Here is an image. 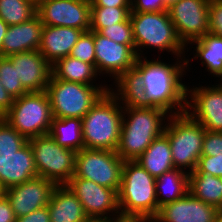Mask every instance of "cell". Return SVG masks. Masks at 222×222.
Listing matches in <instances>:
<instances>
[{
	"instance_id": "17",
	"label": "cell",
	"mask_w": 222,
	"mask_h": 222,
	"mask_svg": "<svg viewBox=\"0 0 222 222\" xmlns=\"http://www.w3.org/2000/svg\"><path fill=\"white\" fill-rule=\"evenodd\" d=\"M186 54L185 70L186 76L190 81L192 79L189 77L195 73L192 68L194 63L191 64V61L196 62L194 60H198L197 63L199 62L201 65L200 68L203 66L202 68L204 69L201 70H203L204 74L208 72L209 78H214V80L210 81H222V37L207 33L200 39L190 42L186 46ZM190 56L192 57L190 58ZM191 71L192 74H188Z\"/></svg>"
},
{
	"instance_id": "4",
	"label": "cell",
	"mask_w": 222,
	"mask_h": 222,
	"mask_svg": "<svg viewBox=\"0 0 222 222\" xmlns=\"http://www.w3.org/2000/svg\"><path fill=\"white\" fill-rule=\"evenodd\" d=\"M122 117L123 106L107 91L82 118L84 148L116 151Z\"/></svg>"
},
{
	"instance_id": "31",
	"label": "cell",
	"mask_w": 222,
	"mask_h": 222,
	"mask_svg": "<svg viewBox=\"0 0 222 222\" xmlns=\"http://www.w3.org/2000/svg\"><path fill=\"white\" fill-rule=\"evenodd\" d=\"M131 7H91L90 31L100 32L107 26L126 21Z\"/></svg>"
},
{
	"instance_id": "22",
	"label": "cell",
	"mask_w": 222,
	"mask_h": 222,
	"mask_svg": "<svg viewBox=\"0 0 222 222\" xmlns=\"http://www.w3.org/2000/svg\"><path fill=\"white\" fill-rule=\"evenodd\" d=\"M109 91L117 98L123 107H155L146 95L141 74L135 68L127 70L113 83H110Z\"/></svg>"
},
{
	"instance_id": "32",
	"label": "cell",
	"mask_w": 222,
	"mask_h": 222,
	"mask_svg": "<svg viewBox=\"0 0 222 222\" xmlns=\"http://www.w3.org/2000/svg\"><path fill=\"white\" fill-rule=\"evenodd\" d=\"M27 143V138L18 133L3 118H0V161L11 158Z\"/></svg>"
},
{
	"instance_id": "12",
	"label": "cell",
	"mask_w": 222,
	"mask_h": 222,
	"mask_svg": "<svg viewBox=\"0 0 222 222\" xmlns=\"http://www.w3.org/2000/svg\"><path fill=\"white\" fill-rule=\"evenodd\" d=\"M94 48L96 70L109 86L110 81L113 83L122 73L135 66V44H120L94 32Z\"/></svg>"
},
{
	"instance_id": "38",
	"label": "cell",
	"mask_w": 222,
	"mask_h": 222,
	"mask_svg": "<svg viewBox=\"0 0 222 222\" xmlns=\"http://www.w3.org/2000/svg\"><path fill=\"white\" fill-rule=\"evenodd\" d=\"M209 33L222 37V0L209 2Z\"/></svg>"
},
{
	"instance_id": "23",
	"label": "cell",
	"mask_w": 222,
	"mask_h": 222,
	"mask_svg": "<svg viewBox=\"0 0 222 222\" xmlns=\"http://www.w3.org/2000/svg\"><path fill=\"white\" fill-rule=\"evenodd\" d=\"M37 176L29 142L11 158L0 161V183L5 190Z\"/></svg>"
},
{
	"instance_id": "19",
	"label": "cell",
	"mask_w": 222,
	"mask_h": 222,
	"mask_svg": "<svg viewBox=\"0 0 222 222\" xmlns=\"http://www.w3.org/2000/svg\"><path fill=\"white\" fill-rule=\"evenodd\" d=\"M220 211L190 192L159 208L153 218L156 222H215Z\"/></svg>"
},
{
	"instance_id": "49",
	"label": "cell",
	"mask_w": 222,
	"mask_h": 222,
	"mask_svg": "<svg viewBox=\"0 0 222 222\" xmlns=\"http://www.w3.org/2000/svg\"><path fill=\"white\" fill-rule=\"evenodd\" d=\"M5 192V189L3 188V186L0 183V196L3 195Z\"/></svg>"
},
{
	"instance_id": "21",
	"label": "cell",
	"mask_w": 222,
	"mask_h": 222,
	"mask_svg": "<svg viewBox=\"0 0 222 222\" xmlns=\"http://www.w3.org/2000/svg\"><path fill=\"white\" fill-rule=\"evenodd\" d=\"M83 32L72 27L44 25L38 51L53 65L70 55Z\"/></svg>"
},
{
	"instance_id": "30",
	"label": "cell",
	"mask_w": 222,
	"mask_h": 222,
	"mask_svg": "<svg viewBox=\"0 0 222 222\" xmlns=\"http://www.w3.org/2000/svg\"><path fill=\"white\" fill-rule=\"evenodd\" d=\"M36 15V0H0V18L9 26L21 24Z\"/></svg>"
},
{
	"instance_id": "36",
	"label": "cell",
	"mask_w": 222,
	"mask_h": 222,
	"mask_svg": "<svg viewBox=\"0 0 222 222\" xmlns=\"http://www.w3.org/2000/svg\"><path fill=\"white\" fill-rule=\"evenodd\" d=\"M222 155V132L205 131L201 156Z\"/></svg>"
},
{
	"instance_id": "46",
	"label": "cell",
	"mask_w": 222,
	"mask_h": 222,
	"mask_svg": "<svg viewBox=\"0 0 222 222\" xmlns=\"http://www.w3.org/2000/svg\"><path fill=\"white\" fill-rule=\"evenodd\" d=\"M85 222H110V218H88Z\"/></svg>"
},
{
	"instance_id": "18",
	"label": "cell",
	"mask_w": 222,
	"mask_h": 222,
	"mask_svg": "<svg viewBox=\"0 0 222 222\" xmlns=\"http://www.w3.org/2000/svg\"><path fill=\"white\" fill-rule=\"evenodd\" d=\"M16 67L17 79L27 92L46 91L52 75V65L38 51L9 55Z\"/></svg>"
},
{
	"instance_id": "39",
	"label": "cell",
	"mask_w": 222,
	"mask_h": 222,
	"mask_svg": "<svg viewBox=\"0 0 222 222\" xmlns=\"http://www.w3.org/2000/svg\"><path fill=\"white\" fill-rule=\"evenodd\" d=\"M131 12H168L163 0H132Z\"/></svg>"
},
{
	"instance_id": "14",
	"label": "cell",
	"mask_w": 222,
	"mask_h": 222,
	"mask_svg": "<svg viewBox=\"0 0 222 222\" xmlns=\"http://www.w3.org/2000/svg\"><path fill=\"white\" fill-rule=\"evenodd\" d=\"M210 0H179L168 9L179 39L187 46L209 33Z\"/></svg>"
},
{
	"instance_id": "47",
	"label": "cell",
	"mask_w": 222,
	"mask_h": 222,
	"mask_svg": "<svg viewBox=\"0 0 222 222\" xmlns=\"http://www.w3.org/2000/svg\"><path fill=\"white\" fill-rule=\"evenodd\" d=\"M179 0H163V3L167 9H170L173 5H175Z\"/></svg>"
},
{
	"instance_id": "40",
	"label": "cell",
	"mask_w": 222,
	"mask_h": 222,
	"mask_svg": "<svg viewBox=\"0 0 222 222\" xmlns=\"http://www.w3.org/2000/svg\"><path fill=\"white\" fill-rule=\"evenodd\" d=\"M16 222H50L48 206L16 218Z\"/></svg>"
},
{
	"instance_id": "43",
	"label": "cell",
	"mask_w": 222,
	"mask_h": 222,
	"mask_svg": "<svg viewBox=\"0 0 222 222\" xmlns=\"http://www.w3.org/2000/svg\"><path fill=\"white\" fill-rule=\"evenodd\" d=\"M91 7H131L129 0H91Z\"/></svg>"
},
{
	"instance_id": "45",
	"label": "cell",
	"mask_w": 222,
	"mask_h": 222,
	"mask_svg": "<svg viewBox=\"0 0 222 222\" xmlns=\"http://www.w3.org/2000/svg\"><path fill=\"white\" fill-rule=\"evenodd\" d=\"M8 27L9 25L0 18V57H2V44Z\"/></svg>"
},
{
	"instance_id": "27",
	"label": "cell",
	"mask_w": 222,
	"mask_h": 222,
	"mask_svg": "<svg viewBox=\"0 0 222 222\" xmlns=\"http://www.w3.org/2000/svg\"><path fill=\"white\" fill-rule=\"evenodd\" d=\"M155 189L159 208L182 198L189 192V174L180 169L165 172L156 178Z\"/></svg>"
},
{
	"instance_id": "26",
	"label": "cell",
	"mask_w": 222,
	"mask_h": 222,
	"mask_svg": "<svg viewBox=\"0 0 222 222\" xmlns=\"http://www.w3.org/2000/svg\"><path fill=\"white\" fill-rule=\"evenodd\" d=\"M136 162L155 178L175 169L168 137L164 133L157 137Z\"/></svg>"
},
{
	"instance_id": "34",
	"label": "cell",
	"mask_w": 222,
	"mask_h": 222,
	"mask_svg": "<svg viewBox=\"0 0 222 222\" xmlns=\"http://www.w3.org/2000/svg\"><path fill=\"white\" fill-rule=\"evenodd\" d=\"M69 56L95 66L94 31L83 32Z\"/></svg>"
},
{
	"instance_id": "29",
	"label": "cell",
	"mask_w": 222,
	"mask_h": 222,
	"mask_svg": "<svg viewBox=\"0 0 222 222\" xmlns=\"http://www.w3.org/2000/svg\"><path fill=\"white\" fill-rule=\"evenodd\" d=\"M189 192L206 204L222 211V179L210 174L189 173Z\"/></svg>"
},
{
	"instance_id": "1",
	"label": "cell",
	"mask_w": 222,
	"mask_h": 222,
	"mask_svg": "<svg viewBox=\"0 0 222 222\" xmlns=\"http://www.w3.org/2000/svg\"><path fill=\"white\" fill-rule=\"evenodd\" d=\"M166 60L165 57H137L134 68L141 74L146 95L155 107L170 115L181 114L186 110L185 57Z\"/></svg>"
},
{
	"instance_id": "20",
	"label": "cell",
	"mask_w": 222,
	"mask_h": 222,
	"mask_svg": "<svg viewBox=\"0 0 222 222\" xmlns=\"http://www.w3.org/2000/svg\"><path fill=\"white\" fill-rule=\"evenodd\" d=\"M43 27L37 14L26 22L9 26L2 44V57L38 50Z\"/></svg>"
},
{
	"instance_id": "35",
	"label": "cell",
	"mask_w": 222,
	"mask_h": 222,
	"mask_svg": "<svg viewBox=\"0 0 222 222\" xmlns=\"http://www.w3.org/2000/svg\"><path fill=\"white\" fill-rule=\"evenodd\" d=\"M99 33L120 44H135L132 25L129 18L124 22L115 23L112 26H107Z\"/></svg>"
},
{
	"instance_id": "42",
	"label": "cell",
	"mask_w": 222,
	"mask_h": 222,
	"mask_svg": "<svg viewBox=\"0 0 222 222\" xmlns=\"http://www.w3.org/2000/svg\"><path fill=\"white\" fill-rule=\"evenodd\" d=\"M14 98L3 87L0 81V118H3L14 103Z\"/></svg>"
},
{
	"instance_id": "50",
	"label": "cell",
	"mask_w": 222,
	"mask_h": 222,
	"mask_svg": "<svg viewBox=\"0 0 222 222\" xmlns=\"http://www.w3.org/2000/svg\"><path fill=\"white\" fill-rule=\"evenodd\" d=\"M148 222H156L154 219H150Z\"/></svg>"
},
{
	"instance_id": "25",
	"label": "cell",
	"mask_w": 222,
	"mask_h": 222,
	"mask_svg": "<svg viewBox=\"0 0 222 222\" xmlns=\"http://www.w3.org/2000/svg\"><path fill=\"white\" fill-rule=\"evenodd\" d=\"M52 74L57 79L85 85H109L101 78L93 64L83 62L71 56L61 58L53 64Z\"/></svg>"
},
{
	"instance_id": "9",
	"label": "cell",
	"mask_w": 222,
	"mask_h": 222,
	"mask_svg": "<svg viewBox=\"0 0 222 222\" xmlns=\"http://www.w3.org/2000/svg\"><path fill=\"white\" fill-rule=\"evenodd\" d=\"M28 142L38 176L56 185H66L75 174L77 152L61 147L49 134L33 137Z\"/></svg>"
},
{
	"instance_id": "48",
	"label": "cell",
	"mask_w": 222,
	"mask_h": 222,
	"mask_svg": "<svg viewBox=\"0 0 222 222\" xmlns=\"http://www.w3.org/2000/svg\"><path fill=\"white\" fill-rule=\"evenodd\" d=\"M215 222H222V211H220V212L218 213V216H217Z\"/></svg>"
},
{
	"instance_id": "15",
	"label": "cell",
	"mask_w": 222,
	"mask_h": 222,
	"mask_svg": "<svg viewBox=\"0 0 222 222\" xmlns=\"http://www.w3.org/2000/svg\"><path fill=\"white\" fill-rule=\"evenodd\" d=\"M81 202L89 218H110L120 213L118 193L91 180L72 177L66 184Z\"/></svg>"
},
{
	"instance_id": "24",
	"label": "cell",
	"mask_w": 222,
	"mask_h": 222,
	"mask_svg": "<svg viewBox=\"0 0 222 222\" xmlns=\"http://www.w3.org/2000/svg\"><path fill=\"white\" fill-rule=\"evenodd\" d=\"M50 222H85L81 202L67 185H57L52 192L49 204Z\"/></svg>"
},
{
	"instance_id": "11",
	"label": "cell",
	"mask_w": 222,
	"mask_h": 222,
	"mask_svg": "<svg viewBox=\"0 0 222 222\" xmlns=\"http://www.w3.org/2000/svg\"><path fill=\"white\" fill-rule=\"evenodd\" d=\"M124 162L116 151L84 148L76 154L73 177L91 180L118 193Z\"/></svg>"
},
{
	"instance_id": "37",
	"label": "cell",
	"mask_w": 222,
	"mask_h": 222,
	"mask_svg": "<svg viewBox=\"0 0 222 222\" xmlns=\"http://www.w3.org/2000/svg\"><path fill=\"white\" fill-rule=\"evenodd\" d=\"M196 171L199 174H210L222 176V155L220 156H201L199 158Z\"/></svg>"
},
{
	"instance_id": "5",
	"label": "cell",
	"mask_w": 222,
	"mask_h": 222,
	"mask_svg": "<svg viewBox=\"0 0 222 222\" xmlns=\"http://www.w3.org/2000/svg\"><path fill=\"white\" fill-rule=\"evenodd\" d=\"M155 181L136 161H125L118 191L120 213L153 219L158 213Z\"/></svg>"
},
{
	"instance_id": "16",
	"label": "cell",
	"mask_w": 222,
	"mask_h": 222,
	"mask_svg": "<svg viewBox=\"0 0 222 222\" xmlns=\"http://www.w3.org/2000/svg\"><path fill=\"white\" fill-rule=\"evenodd\" d=\"M56 186L54 182L37 176L7 188L4 194L11 204L15 217L18 218L48 206Z\"/></svg>"
},
{
	"instance_id": "3",
	"label": "cell",
	"mask_w": 222,
	"mask_h": 222,
	"mask_svg": "<svg viewBox=\"0 0 222 222\" xmlns=\"http://www.w3.org/2000/svg\"><path fill=\"white\" fill-rule=\"evenodd\" d=\"M170 114L152 108L123 107L121 133L116 153L123 161H136L164 129Z\"/></svg>"
},
{
	"instance_id": "10",
	"label": "cell",
	"mask_w": 222,
	"mask_h": 222,
	"mask_svg": "<svg viewBox=\"0 0 222 222\" xmlns=\"http://www.w3.org/2000/svg\"><path fill=\"white\" fill-rule=\"evenodd\" d=\"M193 81L187 83L185 112L206 131L222 132V81Z\"/></svg>"
},
{
	"instance_id": "2",
	"label": "cell",
	"mask_w": 222,
	"mask_h": 222,
	"mask_svg": "<svg viewBox=\"0 0 222 222\" xmlns=\"http://www.w3.org/2000/svg\"><path fill=\"white\" fill-rule=\"evenodd\" d=\"M129 19L137 57H164L166 54L173 58L185 57L186 46L179 39L168 12H131Z\"/></svg>"
},
{
	"instance_id": "8",
	"label": "cell",
	"mask_w": 222,
	"mask_h": 222,
	"mask_svg": "<svg viewBox=\"0 0 222 222\" xmlns=\"http://www.w3.org/2000/svg\"><path fill=\"white\" fill-rule=\"evenodd\" d=\"M3 119L28 140L48 134L53 115L47 92H27L16 98Z\"/></svg>"
},
{
	"instance_id": "33",
	"label": "cell",
	"mask_w": 222,
	"mask_h": 222,
	"mask_svg": "<svg viewBox=\"0 0 222 222\" xmlns=\"http://www.w3.org/2000/svg\"><path fill=\"white\" fill-rule=\"evenodd\" d=\"M0 81L5 90L13 96L14 99L26 94L20 80L17 79L16 67L8 57H0Z\"/></svg>"
},
{
	"instance_id": "7",
	"label": "cell",
	"mask_w": 222,
	"mask_h": 222,
	"mask_svg": "<svg viewBox=\"0 0 222 222\" xmlns=\"http://www.w3.org/2000/svg\"><path fill=\"white\" fill-rule=\"evenodd\" d=\"M107 91L109 85H85L57 79L53 74L46 90L53 117L79 119H82Z\"/></svg>"
},
{
	"instance_id": "44",
	"label": "cell",
	"mask_w": 222,
	"mask_h": 222,
	"mask_svg": "<svg viewBox=\"0 0 222 222\" xmlns=\"http://www.w3.org/2000/svg\"><path fill=\"white\" fill-rule=\"evenodd\" d=\"M149 220L147 216L122 213L110 217V222H148Z\"/></svg>"
},
{
	"instance_id": "6",
	"label": "cell",
	"mask_w": 222,
	"mask_h": 222,
	"mask_svg": "<svg viewBox=\"0 0 222 222\" xmlns=\"http://www.w3.org/2000/svg\"><path fill=\"white\" fill-rule=\"evenodd\" d=\"M205 131V128L186 112L169 116L164 134L169 139L175 169L188 174L196 170Z\"/></svg>"
},
{
	"instance_id": "13",
	"label": "cell",
	"mask_w": 222,
	"mask_h": 222,
	"mask_svg": "<svg viewBox=\"0 0 222 222\" xmlns=\"http://www.w3.org/2000/svg\"><path fill=\"white\" fill-rule=\"evenodd\" d=\"M36 14L45 26L90 31L91 1L88 0H37Z\"/></svg>"
},
{
	"instance_id": "28",
	"label": "cell",
	"mask_w": 222,
	"mask_h": 222,
	"mask_svg": "<svg viewBox=\"0 0 222 222\" xmlns=\"http://www.w3.org/2000/svg\"><path fill=\"white\" fill-rule=\"evenodd\" d=\"M82 119L53 117L49 135L57 144L75 152L84 149Z\"/></svg>"
},
{
	"instance_id": "41",
	"label": "cell",
	"mask_w": 222,
	"mask_h": 222,
	"mask_svg": "<svg viewBox=\"0 0 222 222\" xmlns=\"http://www.w3.org/2000/svg\"><path fill=\"white\" fill-rule=\"evenodd\" d=\"M0 222H16L14 211L5 194L0 196Z\"/></svg>"
}]
</instances>
